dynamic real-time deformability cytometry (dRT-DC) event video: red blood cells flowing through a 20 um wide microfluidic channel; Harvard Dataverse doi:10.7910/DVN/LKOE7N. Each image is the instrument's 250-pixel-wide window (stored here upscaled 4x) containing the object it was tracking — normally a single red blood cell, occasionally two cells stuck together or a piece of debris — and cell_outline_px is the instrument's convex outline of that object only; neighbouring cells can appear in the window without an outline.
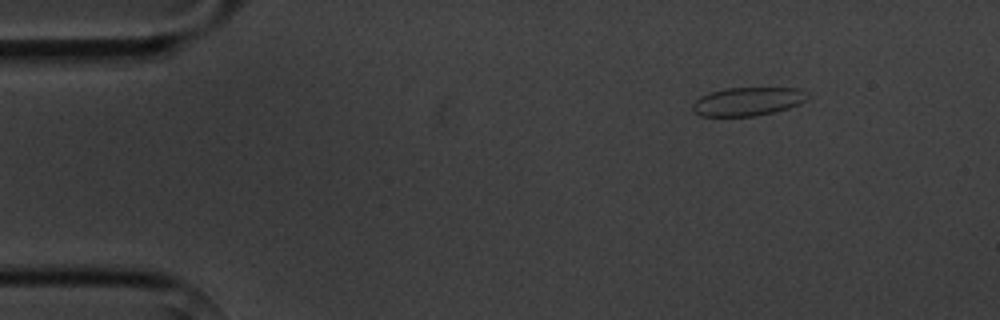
{"species": "common noctule bat (a hibernating species)", "species_latin": "Nyctalus noctula", "temperature_condition": "cold", "stored_images_in_passage": 5, "segment_of_instrument_passage": [2, 2], "camera_frame_rate_fps": 3000, "um_per_image_px": 0.085, "animal": {"sex": "male", "body_mass_g": 20.1, "forearm_length_mm": 53.5}, "frame": {"image": 1, "passage_image": 5, "time_ms": 5.667, "image_size_px": [1000, 320], "cell_outline_px": [[812, 96], [800, 104], [788, 108], [756, 116], [700, 116], [692, 108], [692, 104], [700, 96], [712, 92], [728, 88], [800, 88]], "centroid_in_image_um": [63.61, 8.62], "position_along_channel_um": 21.4, "area_um2": 19.07}}